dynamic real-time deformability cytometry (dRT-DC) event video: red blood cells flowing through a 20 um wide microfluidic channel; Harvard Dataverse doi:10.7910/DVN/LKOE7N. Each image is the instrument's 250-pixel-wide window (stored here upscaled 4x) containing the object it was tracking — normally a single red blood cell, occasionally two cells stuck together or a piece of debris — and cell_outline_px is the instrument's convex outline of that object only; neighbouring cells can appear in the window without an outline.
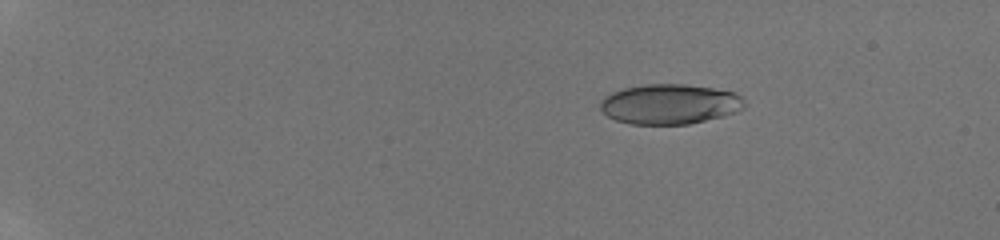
{"species": "human", "species_latin": "Homo sapiens", "temperature_condition": "room temperature", "stored_images_in_passage": 37, "camera_frame_rate_fps": 3000, "um_per_image_px": 0.085, "donor": {"sex": "male"}, "frame": {"image": 1, "passage_image": 6, "time_ms": 1.667, "image_size_px": [1000, 240], "cell_outline_px": [[744, 108], [736, 112], [724, 116], [688, 124], [628, 124], [616, 120], [608, 116], [600, 108], [600, 100], [604, 96], [612, 92], [624, 88], [644, 84], [684, 84], [712, 88], [736, 92], [744, 100]], "centroid_in_image_um": [56.92, 8.85], "position_along_channel_um": 28.1, "area_um2": 33.76}}
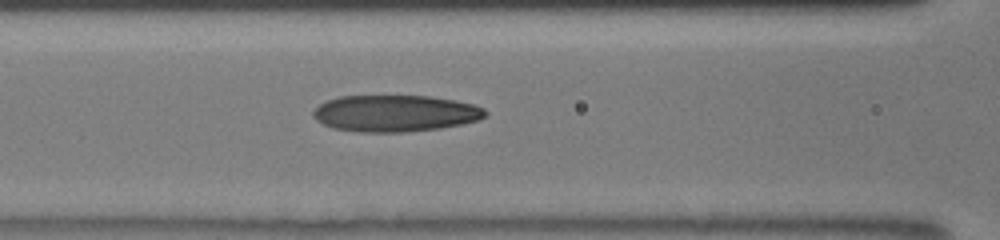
{"frame": {"image": 2, "passage_image": 20, "time_ms": 7.333, "image_size_px": [1000, 240], "cell_outline_px": [[488, 116], [480, 120], [440, 128], [404, 132], [360, 132], [332, 128], [316, 120], [312, 116], [312, 112], [320, 104], [328, 100], [340, 96], [432, 96], [456, 100], [476, 104], [484, 108], [488, 112]], "centroid_in_image_um": [33.64, 9.63], "position_along_channel_um": 133.0, "area_um2": 36.99}}
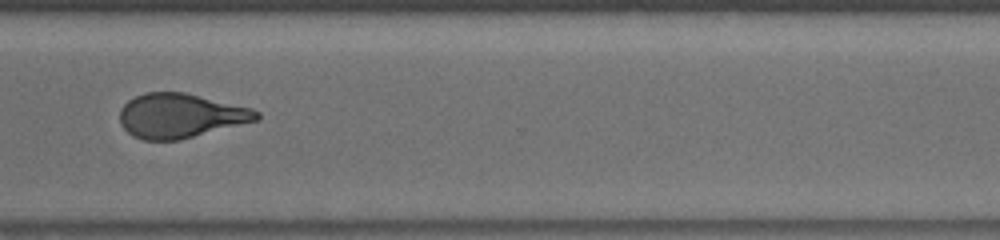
{"frame": {"image": 3, "passage_image": 36, "time_ms": 12.667, "image_size_px": [1000, 240], "cell_outline_px": [[260, 116], [256, 120], [180, 140], [144, 140], [132, 136], [120, 124], [120, 108], [128, 100], [136, 96], [148, 92], [184, 92], [252, 108], [260, 112]], "centroid_in_image_um": [15.31, 9.83], "position_along_channel_um": 355.3, "area_um2": 35.2}}